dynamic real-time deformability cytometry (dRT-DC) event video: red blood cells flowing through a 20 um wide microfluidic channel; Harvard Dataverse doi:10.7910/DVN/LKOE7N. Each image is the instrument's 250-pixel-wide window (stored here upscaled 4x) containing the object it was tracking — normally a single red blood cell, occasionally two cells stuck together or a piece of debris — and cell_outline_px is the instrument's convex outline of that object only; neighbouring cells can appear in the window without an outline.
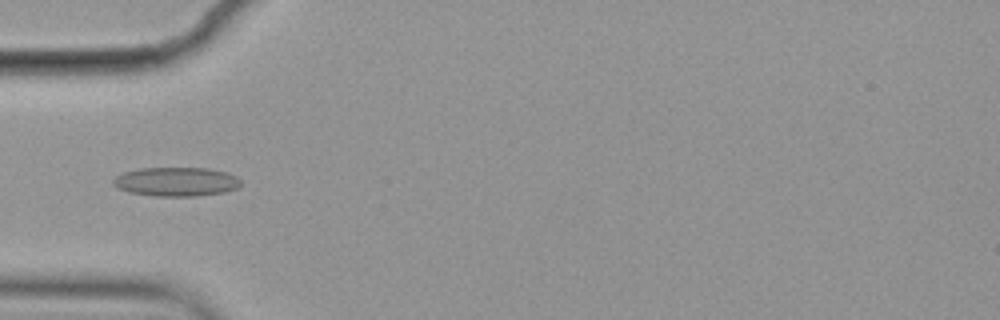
{"species": "common noctule bat (a hibernating species)", "species_latin": "Nyctalus noctula", "temperature_condition": "cold", "stored_images_in_passage": 15, "camera_frame_rate_fps": 3000, "um_per_image_px": 0.085, "animal": {"sex": "female", "body_mass_g": 19.9}, "frame": {"image": 1, "passage_image": 5, "time_ms": 1.333, "image_size_px": [1000, 320], "cell_outline_px": [[240, 184], [236, 188], [224, 192], [196, 196], [152, 196], [128, 192], [116, 188], [112, 184], [112, 180], [116, 176], [124, 172], [140, 168], [208, 168], [228, 172], [236, 176], [240, 180]], "centroid_in_image_um": [14.94, 15.44], "position_along_channel_um": 70.1, "area_um2": 21.73}}
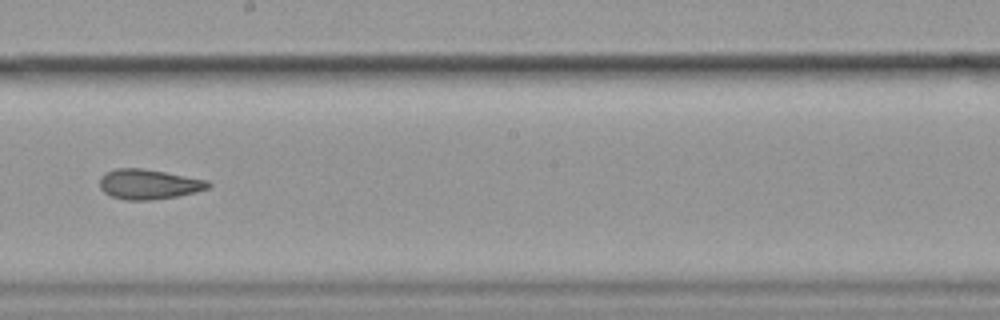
{"frame": {"image": 2, "passage_image": 9, "time_ms": 2.667, "image_size_px": [1000, 320], "cell_outline_px": [[212, 184], [208, 188], [196, 192], [176, 196], [152, 200], [124, 200], [112, 196], [104, 192], [100, 188], [100, 176], [104, 172], [116, 168], [144, 168], [208, 180]], "centroid_in_image_um": [12.62, 15.65], "position_along_channel_um": 235.6, "area_um2": 19.07}}
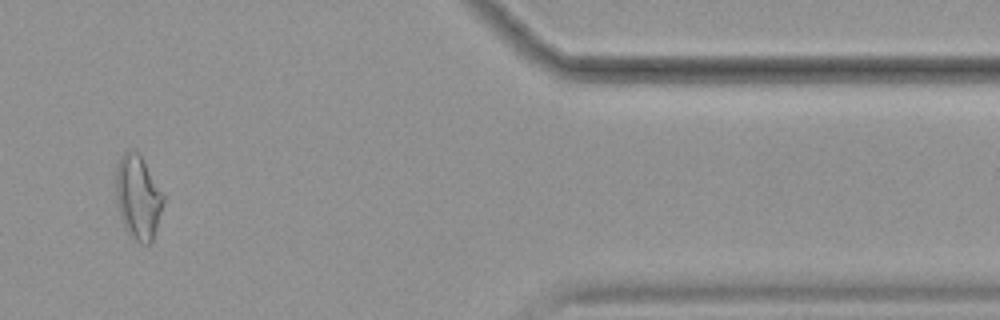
{"frame": {"image": 3, "passage_image": 13, "time_ms": 4.0, "image_size_px": [1000, 320], "cell_outline_px": [[164, 200], [152, 244], [140, 244], [128, 232], [120, 216], [116, 204], [116, 164], [120, 156], [128, 148], [132, 148], [140, 152], [164, 196]], "centroid_in_image_um": [11.72, 16.71], "position_along_channel_um": 399.7, "area_um2": 23.52}}